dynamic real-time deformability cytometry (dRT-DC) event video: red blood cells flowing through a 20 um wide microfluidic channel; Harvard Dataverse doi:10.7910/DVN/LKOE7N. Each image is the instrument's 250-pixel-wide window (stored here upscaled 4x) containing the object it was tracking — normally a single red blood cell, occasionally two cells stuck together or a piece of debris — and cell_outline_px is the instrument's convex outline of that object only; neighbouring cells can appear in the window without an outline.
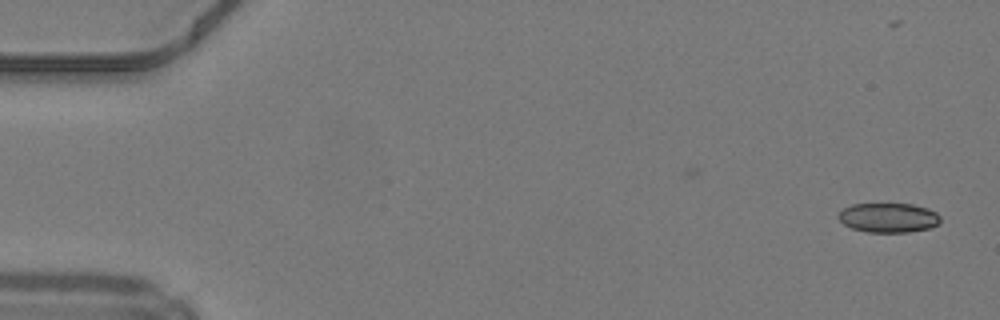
{"species": "common noctule bat (a hibernating species)", "species_latin": "Nyctalus noctula", "temperature_condition": "warm", "stored_images_in_passage": 49, "camera_frame_rate_fps": 3000, "um_per_image_px": 0.085, "animal": {"sex": "male", "body_mass_g": 19.2, "forearm_length_mm": 51.8}, "frame": {"image": 1, "passage_image": 1, "time_ms": 0.0, "image_size_px": [1000, 320], "cell_outline_px": [[940, 220], [936, 224], [928, 228], [908, 232], [868, 232], [852, 228], [844, 224], [836, 216], [844, 208], [852, 204], [912, 204], [928, 208], [936, 212], [940, 216]], "centroid_in_image_um": [75.5, 18.5], "position_along_channel_um": 9.5, "area_um2": 17.4}}
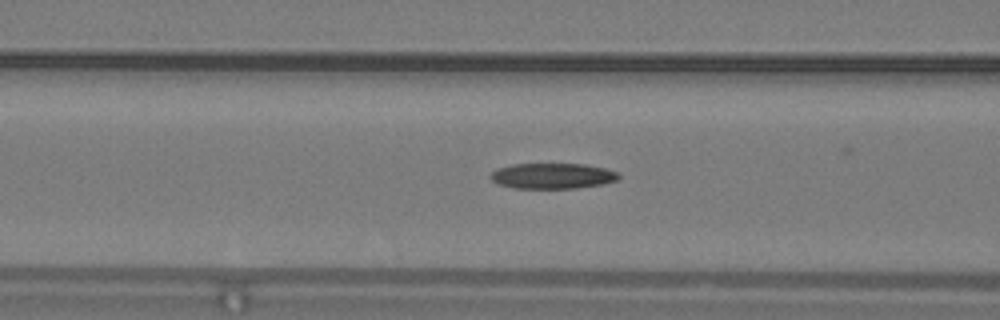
{"frame": {"image": 2, "passage_image": 19, "time_ms": 6.0, "image_size_px": [1000, 320], "cell_outline_px": [[620, 176], [616, 180], [604, 184], [576, 188], [512, 188], [500, 184], [492, 180], [492, 172], [496, 168], [512, 164], [584, 164], [604, 168], [616, 172]], "centroid_in_image_um": [46.96, 14.95], "position_along_channel_um": 119.6, "area_um2": 18.96}}
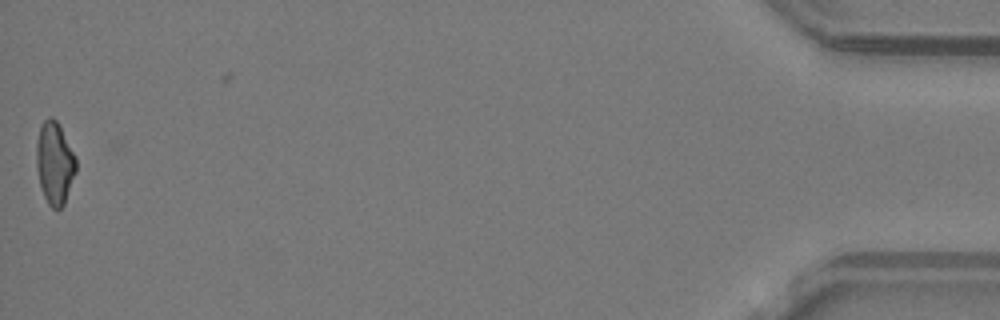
{"frame": {"image": 3, "passage_image": 48, "time_ms": 15.667, "image_size_px": [1000, 320], "cell_outline_px": [[76, 172], [64, 204], [60, 208], [52, 208], [48, 204], [44, 196], [40, 184], [36, 168], [36, 140], [40, 124], [48, 116], [52, 116], [56, 120], [76, 156]], "centroid_in_image_um": [4.63, 13.83], "position_along_channel_um": 430.6, "area_um2": 19.13}, "authors_computed_cell_mechanics": {"area_um2": 19.1318, "velocity_mm_per_s": 4.2433, "shape_relaxation_time_tau1_ms": null, "shape_relaxation_time_tau2_ms": 5.845, "deformation_change_tau1": null, "deformation_change_tau2": 0.1676}}